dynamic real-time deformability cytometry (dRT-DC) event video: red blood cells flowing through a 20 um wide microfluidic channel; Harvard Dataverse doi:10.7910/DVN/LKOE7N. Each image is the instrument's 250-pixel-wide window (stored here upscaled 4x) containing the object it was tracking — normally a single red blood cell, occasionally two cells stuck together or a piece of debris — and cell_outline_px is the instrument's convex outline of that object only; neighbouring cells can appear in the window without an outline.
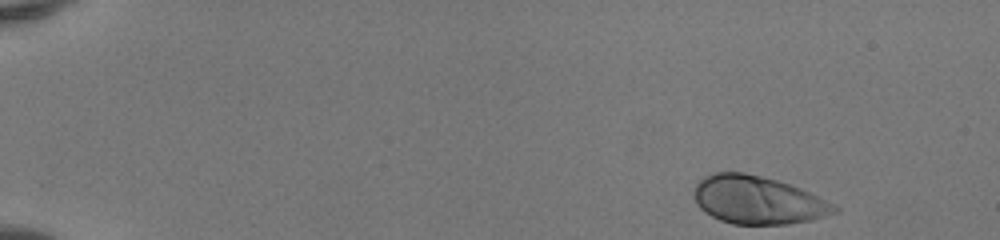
{"species": "human", "species_latin": "Homo sapiens", "temperature_condition": "room temperature", "stored_images_in_passage": 11, "camera_frame_rate_fps": 3000, "um_per_image_px": 0.085, "donor": {"sex": "female"}, "frame": {"image": 1, "passage_image": 1, "time_ms": 0.0, "image_size_px": [1000, 240], "cell_outline_px": [[840, 212], [812, 220], [788, 224], [732, 224], [720, 220], [704, 212], [696, 204], [696, 184], [704, 176], [712, 172], [744, 172], [776, 180], [800, 188], [836, 204], [840, 208]], "centroid_in_image_um": [64.45, 17.01], "position_along_channel_um": 20.5, "area_um2": 39.3}}